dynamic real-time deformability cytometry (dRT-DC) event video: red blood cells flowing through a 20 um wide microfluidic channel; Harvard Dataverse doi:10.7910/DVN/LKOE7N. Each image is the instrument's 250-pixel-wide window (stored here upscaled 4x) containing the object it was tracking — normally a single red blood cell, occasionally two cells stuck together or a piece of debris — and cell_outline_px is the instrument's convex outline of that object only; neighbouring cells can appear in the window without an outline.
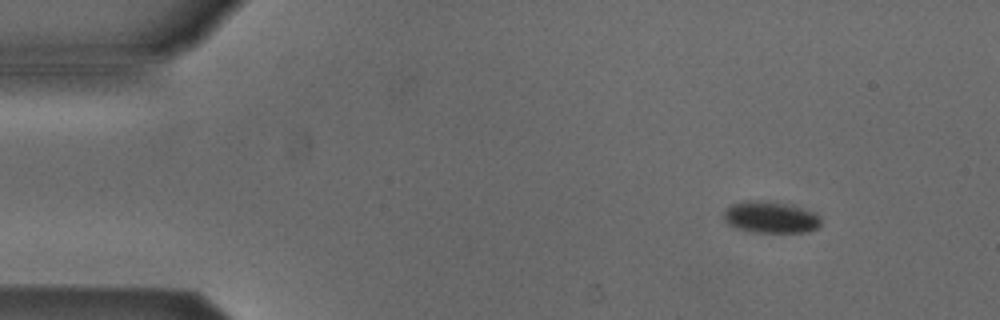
{"species": "Egyptian fruit bat (a non-hibernating species)", "species_latin": "Rousettus aegyptiacus", "temperature_condition": "cold", "stored_images_in_passage": 7, "camera_frame_rate_fps": 3000, "um_per_image_px": 0.085, "animal": {"sex": "male"}, "frame": {"image": 1, "passage_image": 1, "time_ms": 0.0, "image_size_px": [1000, 320], "cell_outline_px": [[820, 224], [816, 228], [808, 232], [756, 232], [736, 228], [728, 224], [724, 220], [724, 212], [732, 204], [744, 200], [764, 200], [792, 204], [816, 212], [820, 216]], "centroid_in_image_um": [65.53, 18.44], "position_along_channel_um": 19.5, "area_um2": 18.15}}
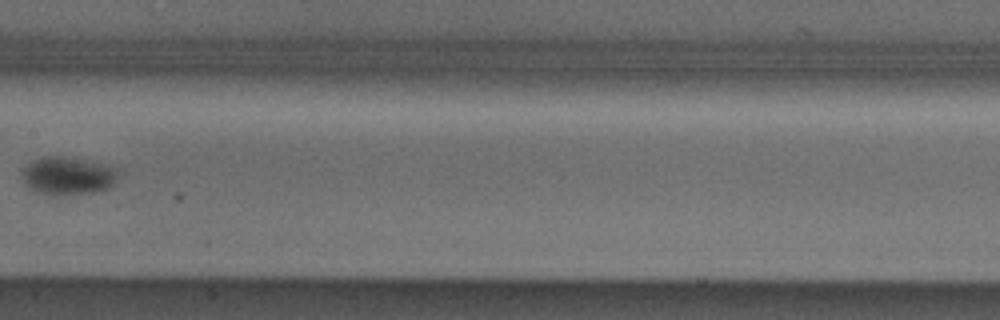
{"frame": {"image": 2, "passage_image": 6, "time_ms": 1.667, "image_size_px": [1000, 320], "cell_outline_px": [[116, 176], [112, 184], [108, 188], [92, 192], [56, 196], [36, 192], [28, 188], [24, 180], [24, 168], [28, 164], [44, 156], [64, 156], [100, 164], [116, 168]], "centroid_in_image_um": [5.72, 14.96], "position_along_channel_um": 201.7, "area_um2": 20.69}}
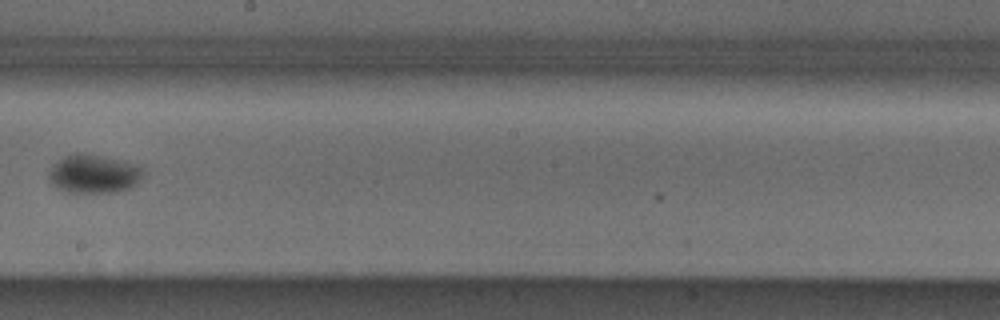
{"frame": {"image": 3, "passage_image": 7, "time_ms": 2.0, "image_size_px": [1000, 320], "cell_outline_px": [[140, 176], [136, 184], [132, 188], [116, 192], [68, 192], [52, 184], [48, 172], [64, 156], [100, 156], [116, 160], [140, 168]], "centroid_in_image_um": [7.94, 14.84], "position_along_channel_um": 240.3, "area_um2": 19.77}}